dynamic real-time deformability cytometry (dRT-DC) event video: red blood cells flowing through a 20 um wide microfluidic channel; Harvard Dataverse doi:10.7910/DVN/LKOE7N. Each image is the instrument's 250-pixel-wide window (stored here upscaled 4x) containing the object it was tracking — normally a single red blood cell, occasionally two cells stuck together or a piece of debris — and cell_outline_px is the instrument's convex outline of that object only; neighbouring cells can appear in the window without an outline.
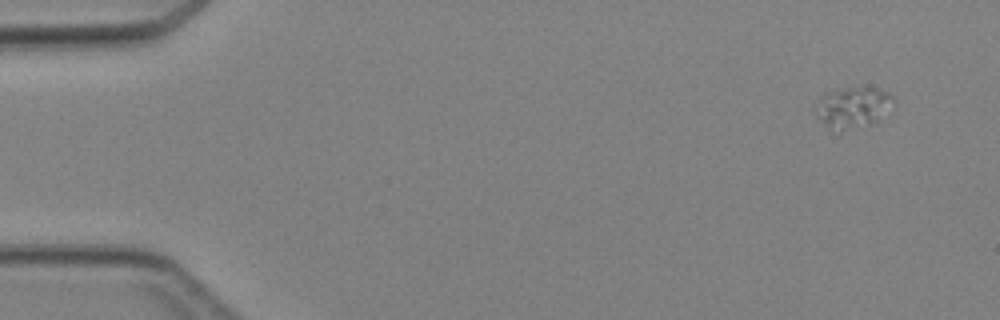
{"species": "Egyptian fruit bat (a non-hibernating species)", "species_latin": "Rousettus aegyptiacus", "temperature_condition": "cold", "stored_images_in_passage": 4, "camera_frame_rate_fps": 3000, "um_per_image_px": 0.085, "animal": {"sex": "female"}, "frame": {"image": 1, "passage_image": 1, "time_ms": 0.0, "image_size_px": [1000, 320], "cell_outline_px": [[896, 104], [876, 120], [836, 136], [816, 112], [820, 100], [824, 92], [840, 88], [876, 88], [888, 92], [896, 96]], "centroid_in_image_um": [72.54, 9.15], "position_along_channel_um": 12.5, "area_um2": 18.73}}
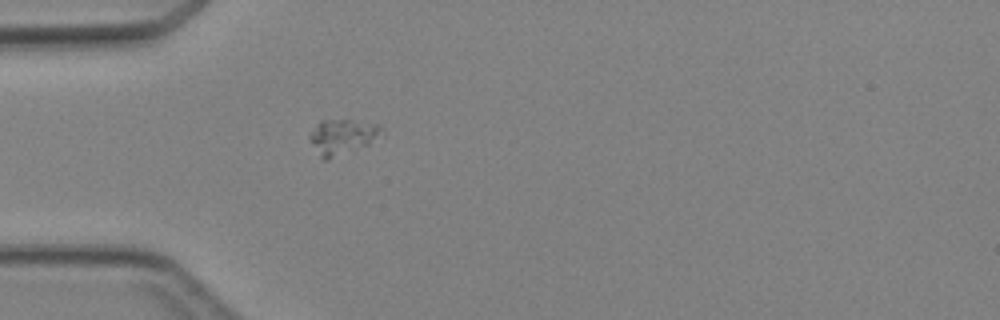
{"frame": {"image": 2, "passage_image": 4, "time_ms": 3.667, "image_size_px": [1000, 320], "cell_outline_px": [[380, 128], [368, 144], [328, 160], [324, 160], [320, 156], [308, 136], [320, 120], [352, 120], [380, 124]], "centroid_in_image_um": [29.01, 11.61], "position_along_channel_um": 56.0, "area_um2": 14.05}}